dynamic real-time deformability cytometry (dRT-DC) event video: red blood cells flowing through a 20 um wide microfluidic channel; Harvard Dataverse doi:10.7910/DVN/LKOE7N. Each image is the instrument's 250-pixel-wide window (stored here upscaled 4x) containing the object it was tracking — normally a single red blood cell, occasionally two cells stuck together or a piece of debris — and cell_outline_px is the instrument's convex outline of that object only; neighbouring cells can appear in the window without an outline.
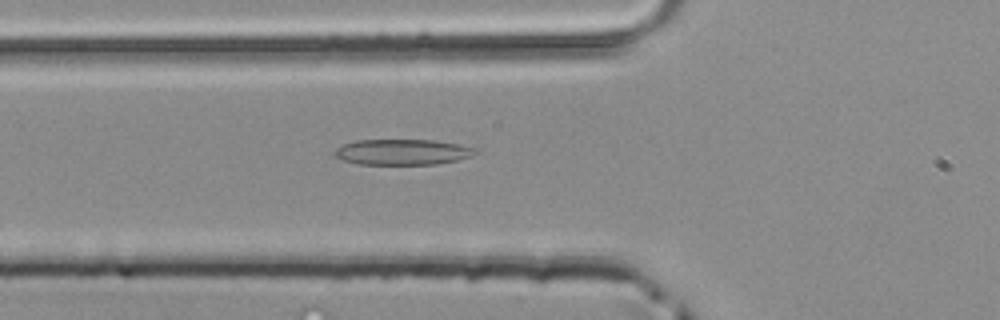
{"species": "common noctule bat (a hibernating species)", "species_latin": "Nyctalus noctula", "temperature_condition": "room temperature", "stored_images_in_passage": 38, "camera_frame_rate_fps": 3000, "um_per_image_px": 0.085, "animal": {"sex": "male", "body_mass_g": 20.4}, "frame": {"image": 1, "passage_image": 7, "time_ms": 2.0, "image_size_px": [1000, 320], "cell_outline_px": [[480, 152], [472, 156], [456, 160], [436, 164], [356, 164], [344, 160], [336, 156], [332, 152], [336, 148], [344, 144], [356, 140], [432, 140], [456, 144], [476, 148]], "centroid_in_image_um": [34.21, 12.92], "position_along_channel_um": 91.6, "area_um2": 20.98}}
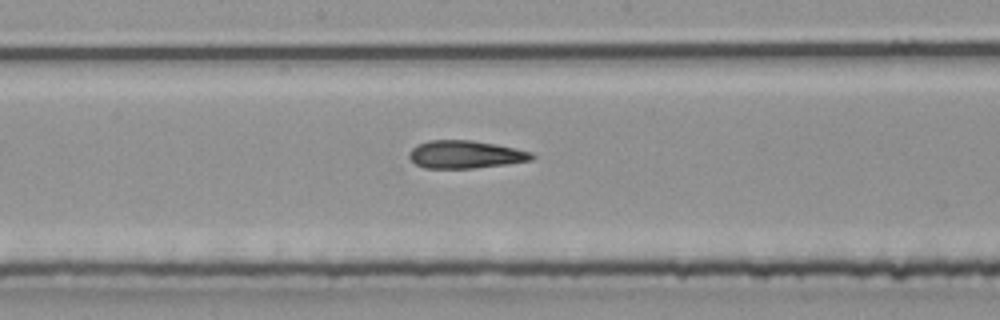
{"frame": {"image": 2, "passage_image": 15, "time_ms": 4.667, "image_size_px": [1000, 320], "cell_outline_px": [[536, 156], [532, 160], [504, 164], [472, 168], [424, 168], [416, 164], [408, 156], [408, 152], [416, 144], [428, 140], [472, 140], [496, 144], [516, 148], [532, 152]], "centroid_in_image_um": [39.54, 13.12], "position_along_channel_um": 208.7, "area_um2": 19.94}}
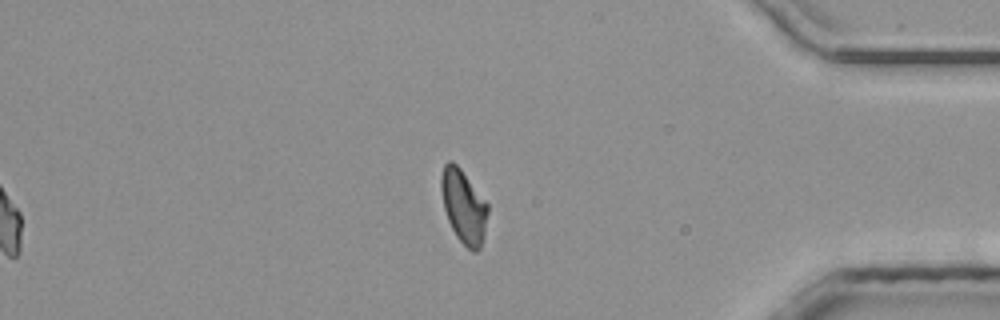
{"frame": {"image": 3, "passage_image": 38, "time_ms": 12.333, "image_size_px": [1000, 320], "cell_outline_px": [[488, 212], [484, 236], [480, 248], [476, 252], [472, 252], [456, 236], [448, 220], [444, 208], [440, 188], [440, 176], [444, 164], [448, 160], [452, 160], [460, 168], [488, 204]], "centroid_in_image_um": [39.39, 17.53], "position_along_channel_um": 395.8, "area_um2": 19.94}}